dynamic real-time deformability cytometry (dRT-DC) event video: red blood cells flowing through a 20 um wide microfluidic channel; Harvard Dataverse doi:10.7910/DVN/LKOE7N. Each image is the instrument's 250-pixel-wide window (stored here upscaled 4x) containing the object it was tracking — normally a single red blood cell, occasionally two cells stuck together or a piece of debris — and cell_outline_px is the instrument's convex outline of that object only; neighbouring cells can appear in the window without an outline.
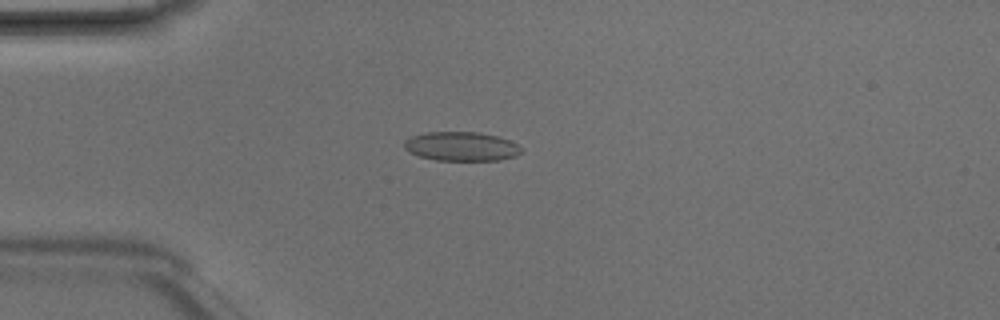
{"species": "Egyptian fruit bat (a non-hibernating species)", "species_latin": "Rousettus aegyptiacus", "temperature_condition": "room temperature", "stored_images_in_passage": 4, "camera_frame_rate_fps": 3000, "um_per_image_px": 0.085, "animal": {"sex": "male"}, "frame": {"image": 1, "passage_image": 4, "time_ms": 1.0, "image_size_px": [1000, 320], "cell_outline_px": [[520, 152], [516, 156], [500, 160], [436, 160], [420, 156], [408, 152], [404, 148], [404, 140], [412, 136], [428, 132], [480, 132], [500, 136], [512, 140], [520, 148]], "centroid_in_image_um": [39.22, 12.43], "position_along_channel_um": 45.8, "area_um2": 19.94}}